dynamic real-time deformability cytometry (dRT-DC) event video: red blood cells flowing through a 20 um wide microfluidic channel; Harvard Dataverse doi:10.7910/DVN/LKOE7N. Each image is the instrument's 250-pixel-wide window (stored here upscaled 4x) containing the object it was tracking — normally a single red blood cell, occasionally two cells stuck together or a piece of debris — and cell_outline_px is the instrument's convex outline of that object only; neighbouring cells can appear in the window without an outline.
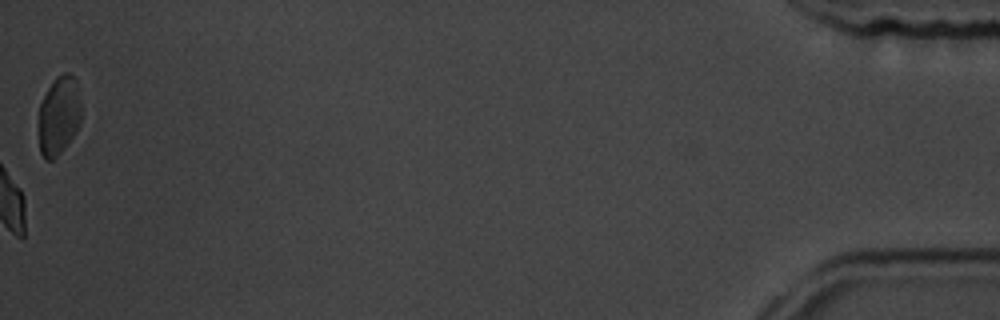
{"species": "common noctule bat (a hibernating species)", "species_latin": "Nyctalus noctula", "temperature_condition": "room temperature", "stored_images_in_passage": 55, "camera_frame_rate_fps": 3000, "um_per_image_px": 0.085, "animal": {"sex": "male", "body_mass_g": 19.5, "forearm_length_mm": 54.6}, "frame": {"image": 1, "passage_image": 55, "time_ms": 18.0, "image_size_px": [1000, 320], "cell_outline_px": [[80, 124], [76, 132], [64, 148], [52, 160], [44, 160], [40, 152], [40, 104], [52, 80], [56, 76], [64, 72], [68, 72], [76, 80], [80, 100]], "centroid_in_image_um": [5.02, 9.8], "position_along_channel_um": 430.2, "area_um2": 19.36}, "authors_computed_cell_mechanics": {"area_um2": 17.1666, "velocity_mm_per_s": 3.7383, "shape_relaxation_time_tau1_ms": 3.4412, "shape_relaxation_time_tau2_ms": 1.6159, "deformation_change_tau1": 0.1165, "deformation_change_tau2": 0.0537}}